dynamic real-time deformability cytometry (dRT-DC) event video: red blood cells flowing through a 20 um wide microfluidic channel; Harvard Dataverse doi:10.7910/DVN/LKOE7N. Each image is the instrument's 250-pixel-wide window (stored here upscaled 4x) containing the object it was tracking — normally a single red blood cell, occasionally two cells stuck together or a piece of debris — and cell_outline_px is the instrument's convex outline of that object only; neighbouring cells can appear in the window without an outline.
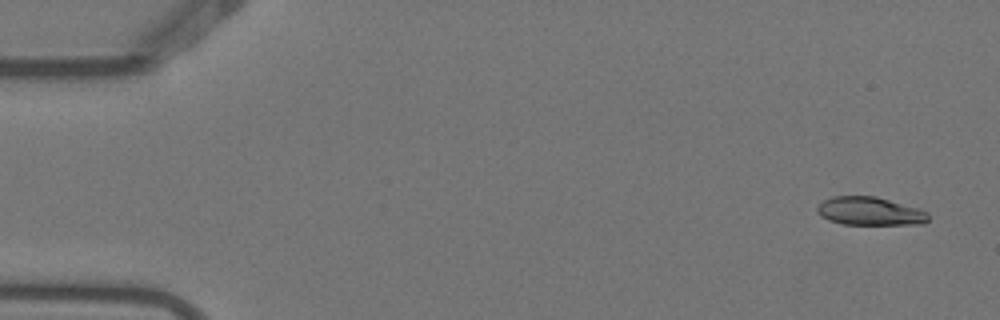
{"species": "Egyptian fruit bat (a non-hibernating species)", "species_latin": "Rousettus aegyptiacus", "temperature_condition": "warm", "stored_images_in_passage": 7, "camera_frame_rate_fps": 3000, "um_per_image_px": 0.085, "animal": {"sex": "female"}, "frame": {"image": 1, "passage_image": 1, "time_ms": 0.0, "image_size_px": [1000, 320], "cell_outline_px": [[928, 220], [924, 224], [844, 224], [828, 220], [820, 216], [816, 212], [816, 208], [824, 200], [832, 196], [876, 196], [920, 208], [928, 212]], "centroid_in_image_um": [73.94, 17.95], "position_along_channel_um": 11.1, "area_um2": 18.44}}
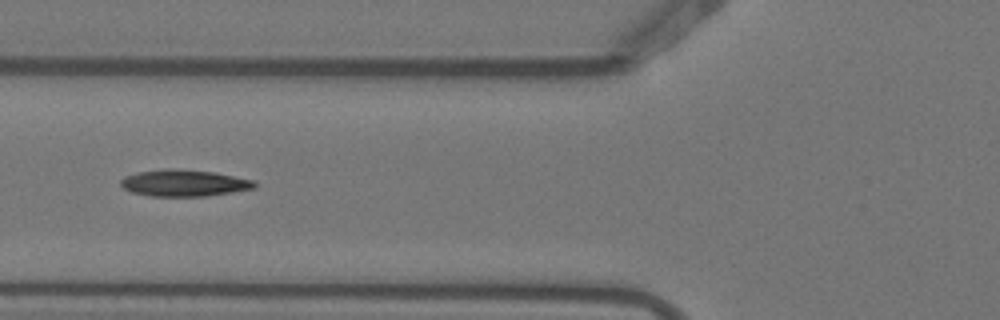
{"frame": {"image": 2, "passage_image": 6, "time_ms": 1.667, "image_size_px": [1000, 320], "cell_outline_px": [[256, 188], [232, 192], [204, 196], [152, 196], [132, 192], [124, 188], [120, 184], [120, 180], [124, 176], [136, 172], [164, 168], [176, 168], [216, 172], [256, 180]], "centroid_in_image_um": [15.66, 15.54], "position_along_channel_um": 110.1, "area_um2": 21.04}}
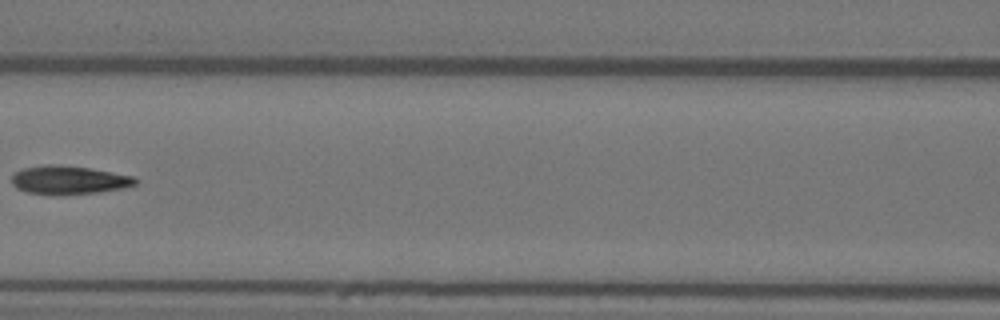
{"frame": {"image": 3, "passage_image": 7, "time_ms": 2.0, "image_size_px": [1000, 320], "cell_outline_px": [[140, 180], [136, 184], [124, 188], [96, 192], [28, 192], [16, 188], [12, 184], [12, 176], [16, 172], [24, 168], [44, 164], [52, 164], [88, 168], [136, 176]], "centroid_in_image_um": [5.91, 15.25], "position_along_channel_um": 160.7, "area_um2": 19.71}}